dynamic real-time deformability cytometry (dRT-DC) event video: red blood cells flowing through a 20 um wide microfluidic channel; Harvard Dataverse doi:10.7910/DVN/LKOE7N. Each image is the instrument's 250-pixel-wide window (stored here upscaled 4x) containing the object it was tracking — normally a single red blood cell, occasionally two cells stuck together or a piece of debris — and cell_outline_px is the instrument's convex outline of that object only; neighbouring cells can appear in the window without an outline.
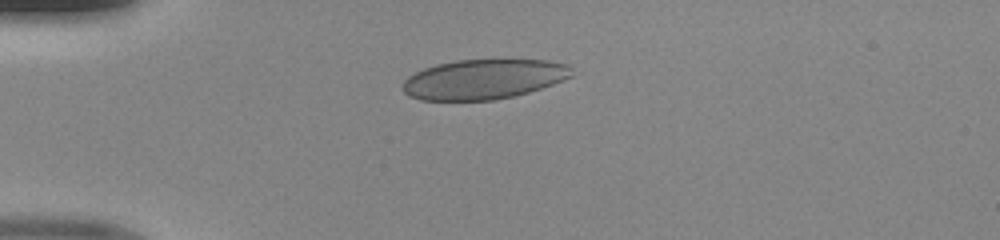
{"species": "human", "species_latin": "Homo sapiens", "temperature_condition": "room temperature", "stored_images_in_passage": 27, "camera_frame_rate_fps": 3000, "um_per_image_px": 0.085, "donor": {"sex": "male"}, "frame": {"image": 1, "passage_image": 1, "time_ms": 0.0, "image_size_px": [1000, 240], "cell_outline_px": [[572, 76], [552, 84], [528, 92], [496, 100], [420, 100], [408, 96], [404, 92], [404, 80], [408, 76], [424, 68], [436, 64], [456, 60], [548, 60], [564, 64], [568, 68]], "centroid_in_image_um": [41.05, 6.74], "position_along_channel_um": 44.0, "area_um2": 38.84}}
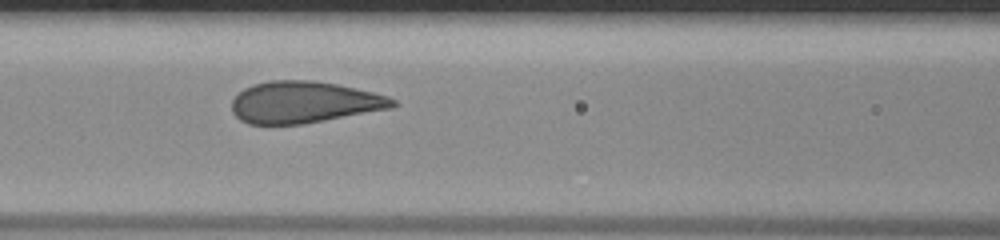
{"frame": {"image": 2, "passage_image": 10, "time_ms": 3.0, "image_size_px": [1000, 240], "cell_outline_px": [[396, 104], [392, 108], [304, 124], [248, 124], [240, 120], [232, 112], [232, 100], [244, 88], [252, 84], [268, 80], [312, 80], [336, 84], [372, 92], [388, 96], [396, 100]], "centroid_in_image_um": [25.82, 8.69], "position_along_channel_um": 140.8, "area_um2": 39.07}}
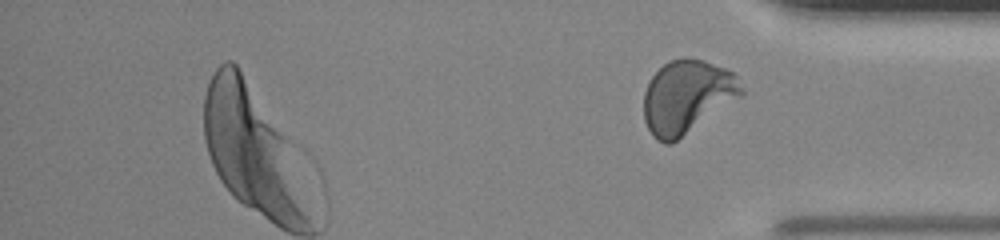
{"frame": {"image": 3, "passage_image": 27, "time_ms": 8.667, "image_size_px": [1000, 240], "cell_outline_px": [[744, 96], [672, 144], [664, 144], [656, 140], [652, 136], [644, 120], [644, 92], [652, 76], [664, 64], [672, 60], [704, 60], [724, 68], [732, 72], [736, 76], [744, 92]], "centroid_in_image_um": [58.41, 8.28], "position_along_channel_um": 376.8, "area_um2": 41.67}}